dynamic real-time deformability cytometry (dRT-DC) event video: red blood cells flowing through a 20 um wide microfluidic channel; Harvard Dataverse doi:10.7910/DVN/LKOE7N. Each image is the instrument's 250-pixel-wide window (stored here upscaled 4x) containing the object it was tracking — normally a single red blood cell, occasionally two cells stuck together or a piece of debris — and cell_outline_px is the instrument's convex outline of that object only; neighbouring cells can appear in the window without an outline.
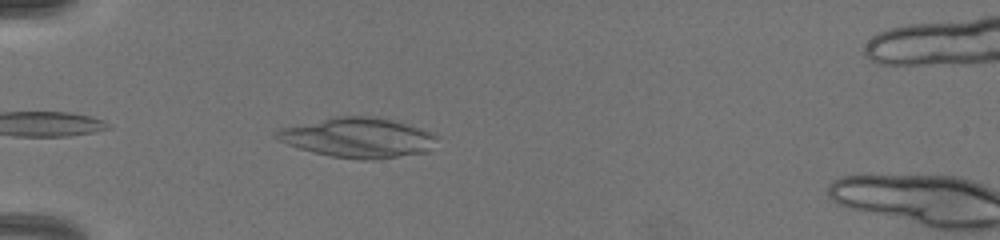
{"species": "common noctule bat (a hibernating species)", "species_latin": "Nyctalus noctula", "temperature_condition": "warm", "stored_images_in_passage": 48, "segment_of_instrument_passage": [1, 2], "camera_frame_rate_fps": 3000, "um_per_image_px": 0.085, "animal": {"sex": "female", "body_mass_g": 19.5, "forearm_length_mm": 54.1}, "frame": {"image": 1, "passage_image": 8, "time_ms": 1.0, "image_size_px": [1000, 240], "cell_outline_px": [[436, 140], [428, 152], [372, 160], [364, 160], [332, 156], [312, 152], [288, 144], [272, 136], [280, 128], [332, 116], [368, 116], [388, 120], [420, 128], [436, 136]], "centroid_in_image_um": [30.38, 11.7], "position_along_channel_um": 54.6, "area_um2": 36.82}}